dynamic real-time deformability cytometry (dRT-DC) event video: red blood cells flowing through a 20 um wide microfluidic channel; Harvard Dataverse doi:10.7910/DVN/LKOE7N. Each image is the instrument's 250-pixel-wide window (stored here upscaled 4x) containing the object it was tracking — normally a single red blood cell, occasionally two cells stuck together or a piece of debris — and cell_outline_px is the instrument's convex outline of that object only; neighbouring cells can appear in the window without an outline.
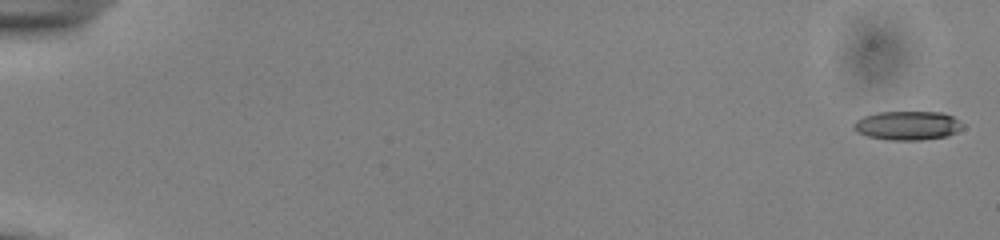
{"species": "common noctule bat (a hibernating species)", "species_latin": "Nyctalus noctula", "temperature_condition": "cold", "stored_images_in_passage": 54, "camera_frame_rate_fps": 3000, "um_per_image_px": 0.085, "animal": {"sex": "male", "body_mass_g": 13.0, "forearm_length_mm": 53.1}, "frame": {"image": 1, "passage_image": 1, "time_ms": 0.0, "image_size_px": [1000, 240], "cell_outline_px": [[964, 128], [948, 136], [920, 140], [892, 140], [868, 136], [856, 132], [852, 128], [852, 124], [856, 120], [864, 116], [880, 112], [940, 112], [952, 116], [964, 124]], "centroid_in_image_um": [77.14, 10.67], "position_along_channel_um": 7.9, "area_um2": 18.44}}
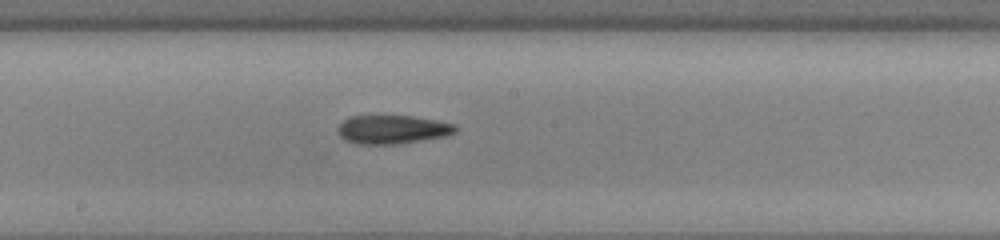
{"frame": {"image": 2, "passage_image": 31, "time_ms": 10.0, "image_size_px": [1000, 240], "cell_outline_px": [[456, 132], [444, 136], [400, 144], [356, 144], [344, 140], [336, 132], [336, 128], [348, 116], [412, 116], [436, 120], [456, 124]], "centroid_in_image_um": [33.31, 11.01], "position_along_channel_um": 214.9, "area_um2": 19.77}}
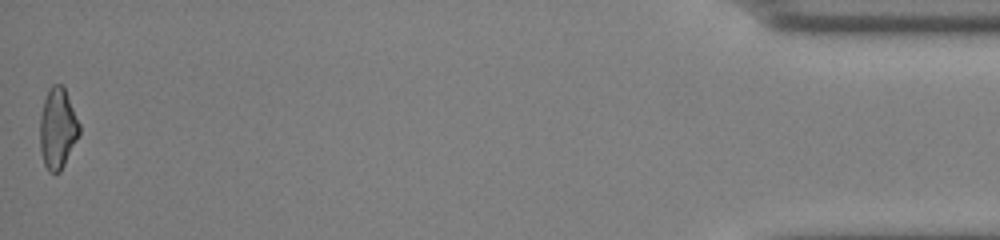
{"frame": {"image": 3, "passage_image": 54, "time_ms": 17.667, "image_size_px": [1000, 240], "cell_outline_px": [[80, 132], [60, 172], [48, 172], [44, 164], [40, 152], [40, 116], [44, 100], [48, 88], [52, 84], [64, 84], [80, 124]], "centroid_in_image_um": [4.89, 10.87], "position_along_channel_um": 430.3, "area_um2": 18.67}, "authors_computed_cell_mechanics": {"area_um2": 19.2474, "velocity_mm_per_s": 3.9151, "shape_relaxation_time_tau1_ms": null, "shape_relaxation_time_tau2_ms": 5.6105, "deformation_change_tau1": null, "deformation_change_tau2": 0.1607}}